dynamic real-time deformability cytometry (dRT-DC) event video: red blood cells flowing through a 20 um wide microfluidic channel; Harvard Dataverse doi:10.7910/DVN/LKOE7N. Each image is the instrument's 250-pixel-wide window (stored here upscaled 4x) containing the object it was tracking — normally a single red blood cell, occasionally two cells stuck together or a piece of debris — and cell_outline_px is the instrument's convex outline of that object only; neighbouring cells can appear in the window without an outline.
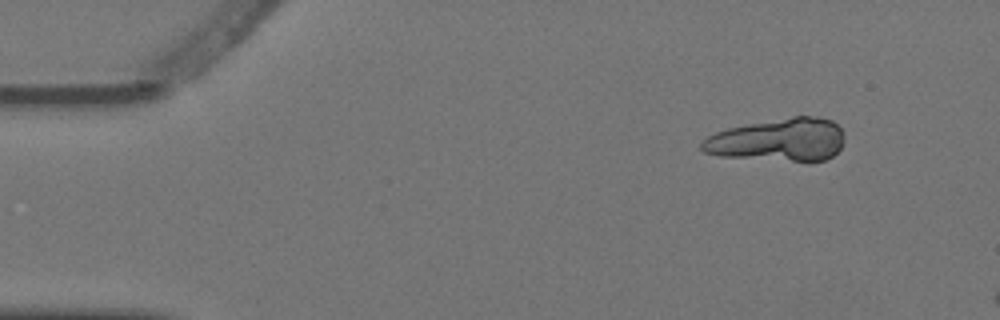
{"species": "Egyptian fruit bat (a non-hibernating species)", "species_latin": "Rousettus aegyptiacus", "temperature_condition": "warm", "stored_images_in_passage": 9, "segment_of_instrument_passage": [1, 2], "camera_frame_rate_fps": 3000, "um_per_image_px": 0.085, "animal": {"sex": "female"}, "frame": {"image": 1, "passage_image": 1, "time_ms": 0.0, "image_size_px": [1000, 320], "cell_outline_px": [[844, 140], [840, 148], [832, 156], [824, 160], [792, 160], [720, 156], [704, 152], [700, 148], [700, 144], [708, 136], [716, 132], [728, 128], [748, 124], [792, 116], [820, 116], [832, 120], [844, 132]], "centroid_in_image_um": [66.19, 11.86], "position_along_channel_um": 18.8, "area_um2": 35.32}}